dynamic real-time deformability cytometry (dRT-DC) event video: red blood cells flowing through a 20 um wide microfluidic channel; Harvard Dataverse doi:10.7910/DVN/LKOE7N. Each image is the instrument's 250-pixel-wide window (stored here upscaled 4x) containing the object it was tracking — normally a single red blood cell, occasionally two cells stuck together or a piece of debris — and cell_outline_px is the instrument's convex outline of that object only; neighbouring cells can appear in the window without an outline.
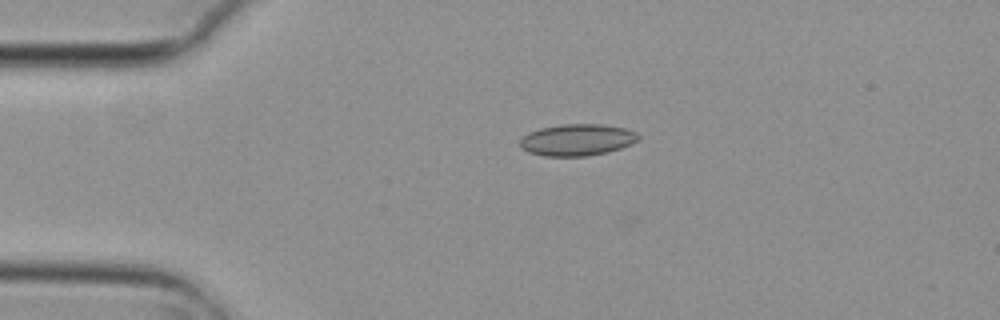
{"species": "common noctule bat (a hibernating species)", "species_latin": "Nyctalus noctula", "temperature_condition": "cold", "stored_images_in_passage": 5, "camera_frame_rate_fps": 3000, "um_per_image_px": 0.085, "animal": {"sex": "female", "body_mass_g": 29.2, "forearm_length_mm": 56.3}, "frame": {"image": 1, "passage_image": 4, "time_ms": 1.0, "image_size_px": [1000, 320], "cell_outline_px": [[640, 136], [632, 144], [608, 152], [588, 156], [544, 156], [528, 152], [520, 148], [520, 140], [528, 132], [540, 128], [560, 124], [600, 124], [624, 128], [636, 132]], "centroid_in_image_um": [49.03, 11.89], "position_along_channel_um": 36.0, "area_um2": 21.91}}